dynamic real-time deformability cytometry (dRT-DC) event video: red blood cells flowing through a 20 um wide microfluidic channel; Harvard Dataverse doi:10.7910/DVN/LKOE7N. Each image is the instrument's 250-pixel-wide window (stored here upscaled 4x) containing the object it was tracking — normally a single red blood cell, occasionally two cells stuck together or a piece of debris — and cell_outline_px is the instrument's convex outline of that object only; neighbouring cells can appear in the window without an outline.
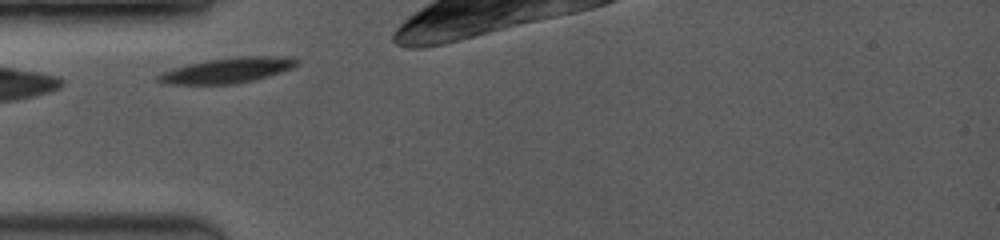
{"species": "common noctule bat (a hibernating species)", "species_latin": "Nyctalus noctula", "temperature_condition": "room temperature", "stored_images_in_passage": 2, "camera_frame_rate_fps": 3500, "um_per_image_px": 0.085, "animal": {"sex": "female", "body_mass_g": 19.0, "forearm_length_mm": 53.3}, "frame": {"image": 1, "passage_image": 1, "time_ms": 0.0, "image_size_px": [1000, 240], "cell_outline_px": [[300, 64], [292, 68], [268, 76], [236, 84], [164, 84], [156, 80], [156, 76], [164, 72], [188, 64], [236, 56], [284, 56], [300, 60]], "centroid_in_image_um": [19.37, 5.98], "position_along_channel_um": 65.6, "area_um2": 20.23}}
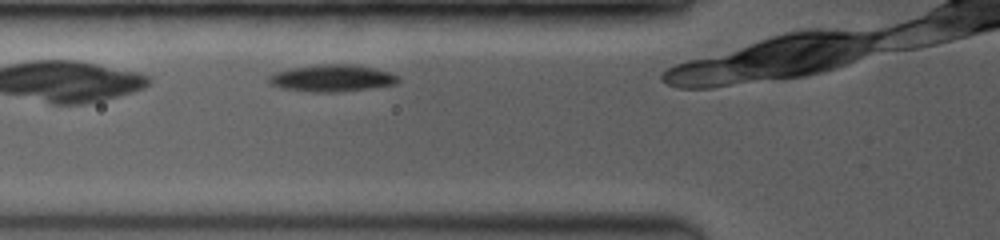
{"frame": {"image": 2, "passage_image": 2, "time_ms": 0.857, "image_size_px": [1000, 240], "cell_outline_px": [[400, 80], [396, 84], [372, 88], [336, 92], [312, 92], [280, 88], [272, 84], [268, 80], [268, 76], [272, 72], [292, 68], [324, 64], [352, 64], [376, 68], [388, 72], [396, 76]], "centroid_in_image_um": [28.2, 6.64], "position_along_channel_um": 97.6, "area_um2": 20.29}}